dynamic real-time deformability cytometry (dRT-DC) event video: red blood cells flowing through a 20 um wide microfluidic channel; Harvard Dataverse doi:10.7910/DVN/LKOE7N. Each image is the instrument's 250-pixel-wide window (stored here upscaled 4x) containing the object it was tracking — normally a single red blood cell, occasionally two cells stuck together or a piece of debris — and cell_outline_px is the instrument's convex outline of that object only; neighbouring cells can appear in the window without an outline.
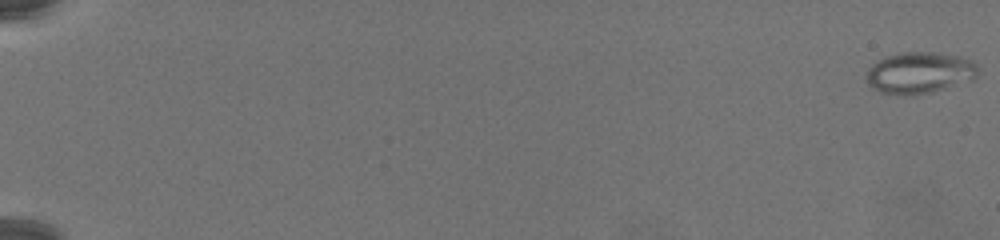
{"species": "common noctule bat (a hibernating species)", "species_latin": "Nyctalus noctula", "temperature_condition": "warm", "stored_images_in_passage": 78, "camera_frame_rate_fps": 3000, "um_per_image_px": 0.085, "animal": {"sex": "female", "body_mass_g": 19.5, "forearm_length_mm": 54.1}, "frame": {"image": 1, "passage_image": 1, "time_ms": 0.0, "image_size_px": [1000, 240], "cell_outline_px": [[980, 68], [976, 76], [972, 80], [932, 92], [916, 96], [904, 96], [880, 92], [872, 88], [868, 84], [864, 76], [868, 68], [872, 64], [888, 56], [900, 52], [932, 52], [956, 56], [972, 60]], "centroid_in_image_um": [78.14, 6.21], "position_along_channel_um": 6.9, "area_um2": 27.28}}
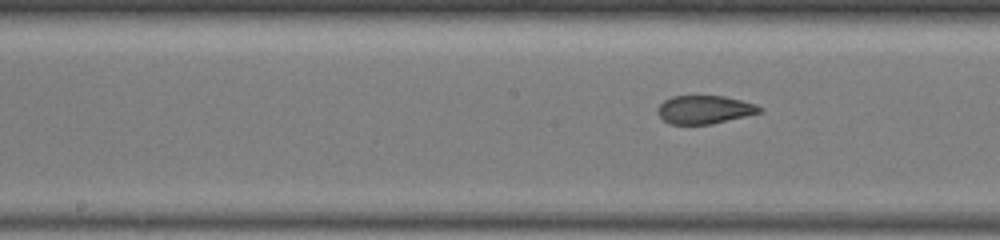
{"frame": {"image": 2, "passage_image": 44, "time_ms": 14.333, "image_size_px": [1000, 240], "cell_outline_px": [[764, 112], [712, 124], [668, 124], [656, 112], [656, 108], [664, 100], [672, 96], [724, 96], [756, 104], [764, 108]], "centroid_in_image_um": [59.9, 9.32], "position_along_channel_um": 188.3, "area_um2": 16.99}}
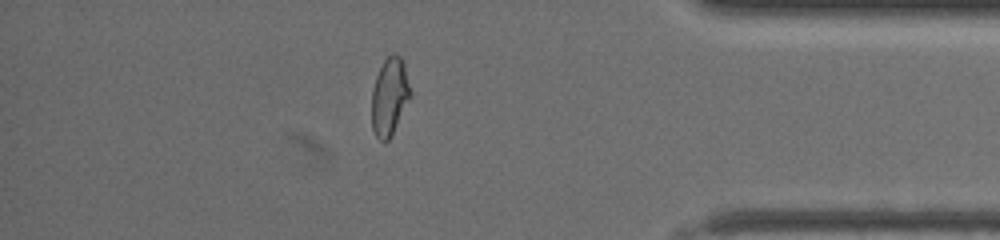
{"frame": {"image": 3, "passage_image": 69, "time_ms": 22.667, "image_size_px": [1000, 240], "cell_outline_px": [[412, 96], [392, 136], [384, 144], [376, 136], [372, 128], [372, 92], [376, 76], [384, 60], [392, 52], [396, 52], [400, 56], [404, 64], [412, 92]], "centroid_in_image_um": [33.14, 8.23], "position_along_channel_um": 402.1, "area_um2": 17.86}}